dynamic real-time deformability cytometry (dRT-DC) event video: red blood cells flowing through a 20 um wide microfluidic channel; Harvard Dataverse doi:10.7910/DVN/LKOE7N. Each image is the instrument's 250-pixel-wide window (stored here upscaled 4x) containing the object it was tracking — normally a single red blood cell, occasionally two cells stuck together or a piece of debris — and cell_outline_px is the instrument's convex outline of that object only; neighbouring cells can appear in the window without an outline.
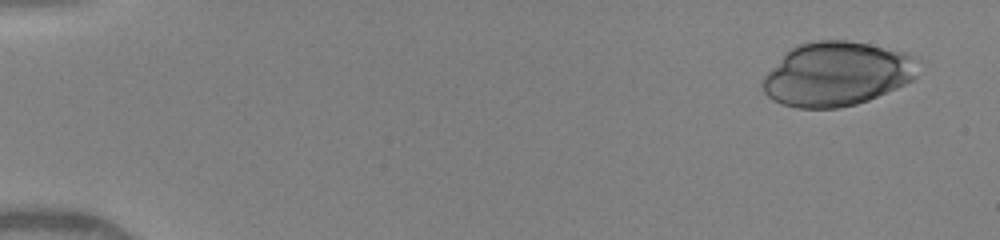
{"species": "human", "species_latin": "Homo sapiens", "temperature_condition": "warm", "stored_images_in_passage": 44, "camera_frame_rate_fps": 3000, "um_per_image_px": 0.085, "donor": {"sex": "female"}, "frame": {"image": 1, "passage_image": 1, "time_ms": 0.0, "image_size_px": [1000, 240], "cell_outline_px": [[920, 60], [916, 76], [912, 80], [896, 88], [868, 100], [856, 104], [840, 108], [796, 108], [772, 100], [764, 92], [760, 84], [764, 76], [784, 52], [800, 44], [812, 40], [848, 40], [868, 44], [904, 52]], "centroid_in_image_um": [71.11, 6.28], "position_along_channel_um": 13.9, "area_um2": 58.32}}
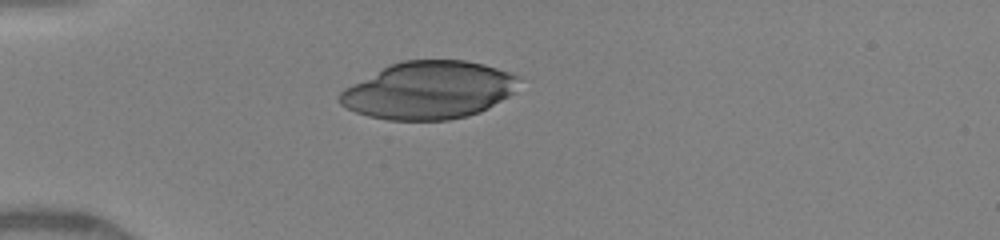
{"frame": {"image": 2, "passage_image": 18, "time_ms": 3.667, "image_size_px": [1000, 240], "cell_outline_px": [[524, 76], [516, 92], [488, 108], [480, 112], [468, 116], [448, 120], [388, 120], [368, 116], [356, 112], [340, 104], [340, 92], [344, 88], [392, 64], [404, 60], [464, 60], [484, 64]], "centroid_in_image_um": [36.54, 7.67], "position_along_channel_um": 48.5, "area_um2": 60.29}}